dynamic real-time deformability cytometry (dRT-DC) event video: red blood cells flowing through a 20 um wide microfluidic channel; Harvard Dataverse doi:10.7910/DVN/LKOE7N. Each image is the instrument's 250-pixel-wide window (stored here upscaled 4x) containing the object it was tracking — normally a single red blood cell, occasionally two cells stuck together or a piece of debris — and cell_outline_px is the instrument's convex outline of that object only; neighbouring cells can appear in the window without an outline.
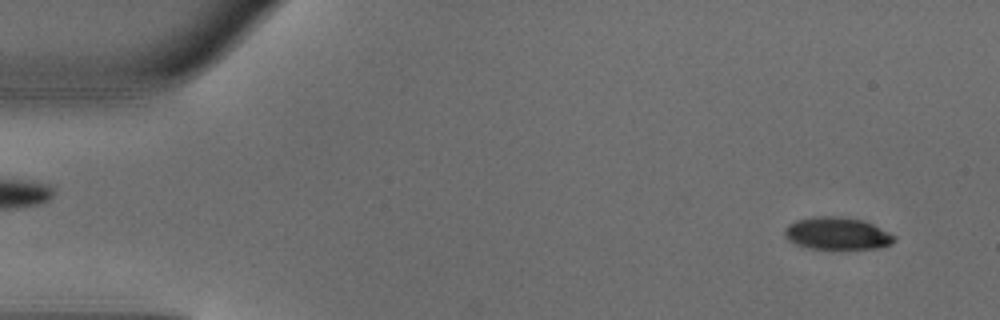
{"species": "common noctule bat (a hibernating species)", "species_latin": "Nyctalus noctula", "temperature_condition": "warm", "stored_images_in_passage": 47, "camera_frame_rate_fps": 3000, "um_per_image_px": 0.085, "animal": {"sex": "male", "body_mass_g": 18.8}, "frame": {"image": 1, "passage_image": 2, "time_ms": 0.333, "image_size_px": [1000, 320], "cell_outline_px": [[896, 240], [892, 244], [880, 248], [808, 248], [796, 244], [788, 240], [784, 236], [784, 228], [788, 224], [796, 220], [812, 216], [840, 216], [864, 220], [896, 236]], "centroid_in_image_um": [71.14, 19.83], "position_along_channel_um": 13.9, "area_um2": 20.75}}
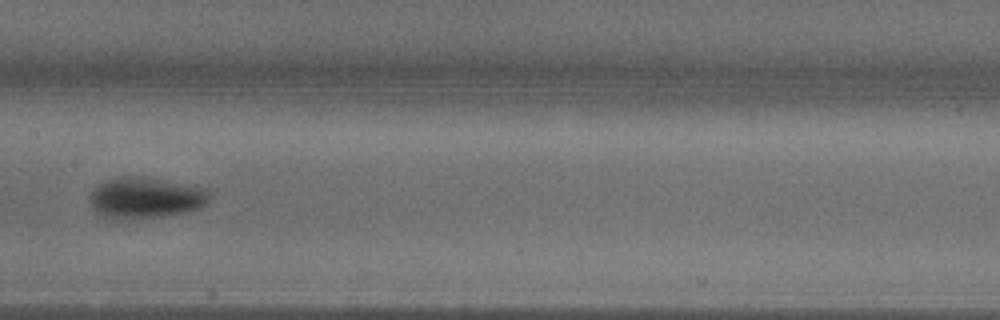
{"frame": {"image": 2, "passage_image": 23, "time_ms": 7.333, "image_size_px": [1000, 320], "cell_outline_px": [[208, 200], [200, 208], [184, 212], [120, 220], [116, 220], [104, 216], [96, 212], [92, 208], [88, 200], [96, 184], [104, 180], [124, 176], [208, 188]], "centroid_in_image_um": [12.27, 16.83], "position_along_channel_um": 195.1, "area_um2": 27.74}}
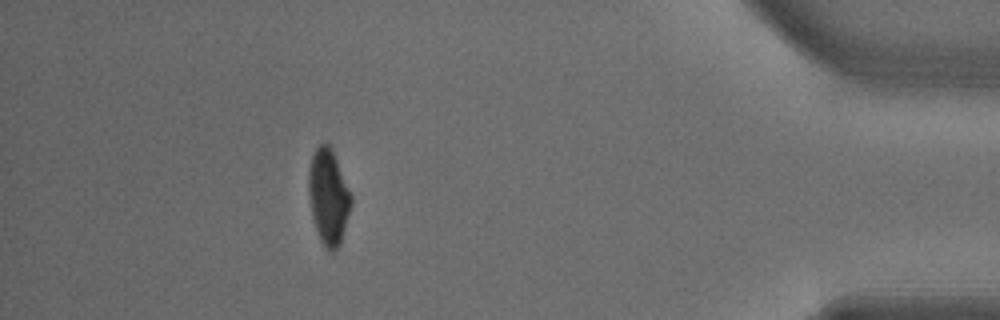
{"frame": {"image": 3, "passage_image": 42, "time_ms": 13.667, "image_size_px": [1000, 320], "cell_outline_px": [[352, 204], [340, 244], [332, 252], [328, 252], [324, 248], [320, 240], [312, 216], [308, 192], [308, 168], [312, 156], [316, 148], [320, 144], [328, 144], [332, 148], [352, 196]], "centroid_in_image_um": [27.91, 16.73], "position_along_channel_um": 407.3, "area_um2": 23.7}, "authors_computed_cell_mechanics": {"area_um2": 24.3338, "velocity_mm_per_s": 4.1594, "shape_relaxation_time_tau1_ms": 2.158, "shape_relaxation_time_tau2_ms": null, "deformation_change_tau1": 0.1733, "deformation_change_tau2": null}}